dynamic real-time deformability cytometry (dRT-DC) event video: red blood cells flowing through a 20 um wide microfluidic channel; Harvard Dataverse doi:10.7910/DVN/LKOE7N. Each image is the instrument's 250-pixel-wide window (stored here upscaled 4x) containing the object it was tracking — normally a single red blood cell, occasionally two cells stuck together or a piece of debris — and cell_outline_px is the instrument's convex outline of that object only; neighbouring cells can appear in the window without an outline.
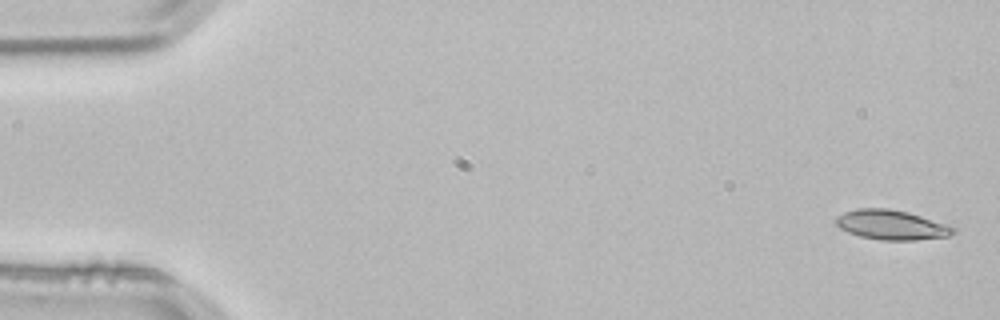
{"species": "common noctule bat (a hibernating species)", "species_latin": "Nyctalus noctula", "temperature_condition": "room temperature", "stored_images_in_passage": 4, "segment_of_instrument_passage": [2, 2], "camera_frame_rate_fps": 3000, "um_per_image_px": 0.085, "animal": {"sex": "male", "body_mass_g": 21.5, "forearm_length_mm": 52.0}, "frame": {"image": 1, "passage_image": 4, "time_ms": 1.0, "image_size_px": [1000, 320], "cell_outline_px": [[956, 232], [948, 236], [916, 240], [880, 240], [860, 236], [848, 232], [840, 228], [836, 224], [836, 216], [844, 212], [860, 208], [888, 208], [908, 212], [952, 224], [956, 228]], "centroid_in_image_um": [75.84, 19.11], "position_along_channel_um": 9.2, "area_um2": 20.58}}